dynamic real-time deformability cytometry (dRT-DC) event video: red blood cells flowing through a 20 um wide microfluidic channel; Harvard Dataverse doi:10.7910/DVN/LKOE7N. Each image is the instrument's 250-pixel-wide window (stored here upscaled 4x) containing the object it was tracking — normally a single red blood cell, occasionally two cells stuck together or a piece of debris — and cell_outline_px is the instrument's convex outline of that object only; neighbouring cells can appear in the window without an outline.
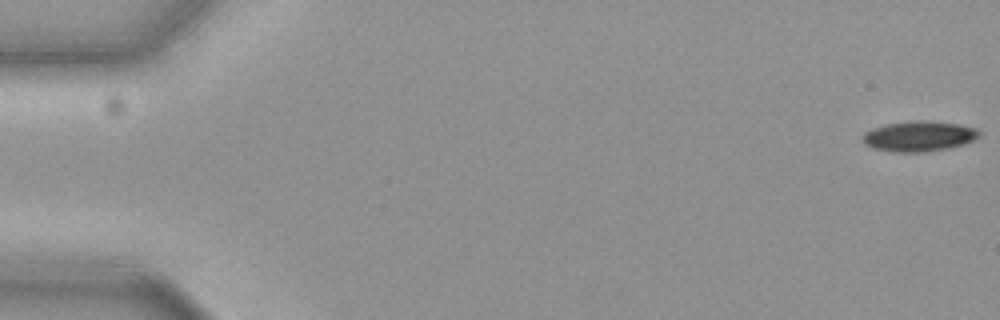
{"species": "common noctule bat (a hibernating species)", "species_latin": "Nyctalus noctula", "temperature_condition": "cold", "stored_images_in_passage": 13, "camera_frame_rate_fps": 3000, "um_per_image_px": 0.085, "animal": {"sex": "female", "body_mass_g": 19.3, "forearm_length_mm": 54.1}, "frame": {"image": 1, "passage_image": 1, "time_ms": 0.0, "image_size_px": [1000, 320], "cell_outline_px": [[980, 136], [964, 144], [948, 148], [924, 152], [892, 152], [872, 148], [864, 144], [864, 136], [868, 132], [876, 128], [888, 124], [960, 124], [976, 128], [980, 132]], "centroid_in_image_um": [78.15, 11.66], "position_along_channel_um": 6.8, "area_um2": 19.19}}